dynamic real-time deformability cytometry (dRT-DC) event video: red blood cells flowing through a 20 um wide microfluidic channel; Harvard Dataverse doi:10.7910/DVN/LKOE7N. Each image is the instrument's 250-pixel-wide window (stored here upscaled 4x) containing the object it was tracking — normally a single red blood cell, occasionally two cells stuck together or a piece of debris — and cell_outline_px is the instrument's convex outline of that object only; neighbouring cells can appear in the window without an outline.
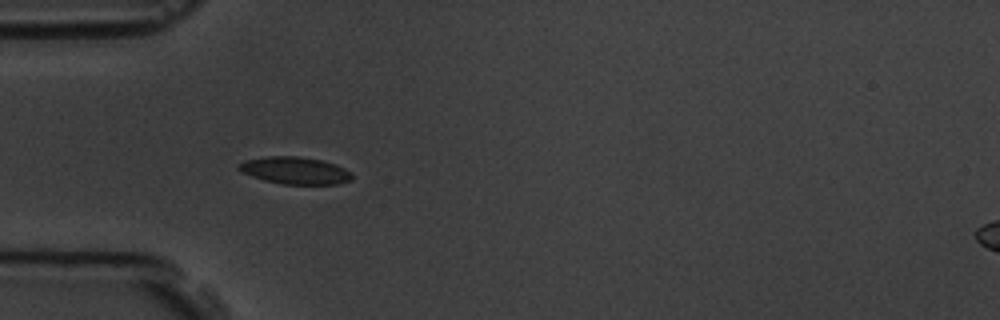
{"species": "common noctule bat (a hibernating species)", "species_latin": "Nyctalus noctula", "temperature_condition": "room temperature", "stored_images_in_passage": 6, "camera_frame_rate_fps": 3000, "um_per_image_px": 0.085, "animal": {"sex": "male", "body_mass_g": 19.5, "forearm_length_mm": 54.6}, "frame": {"image": 1, "passage_image": 5, "time_ms": 4.667, "image_size_px": [1000, 320], "cell_outline_px": [[352, 180], [336, 184], [280, 184], [264, 180], [240, 172], [236, 168], [236, 164], [244, 160], [268, 156], [300, 156], [324, 160], [336, 164], [352, 172]], "centroid_in_image_um": [25.05, 14.48], "position_along_channel_um": 59.9, "area_um2": 18.26}}
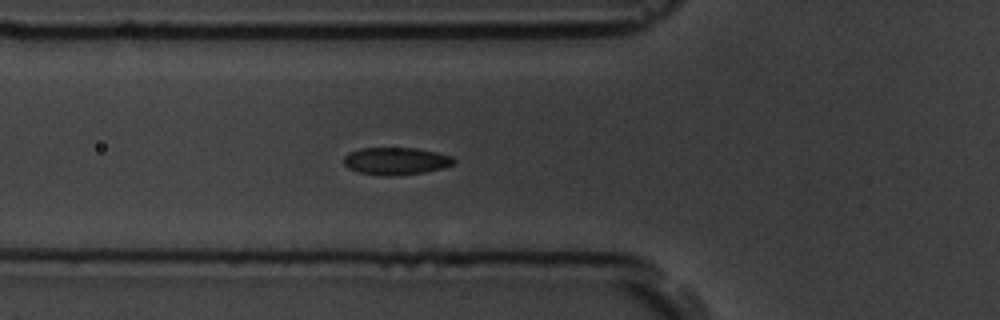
{"frame": {"image": 2, "passage_image": 6, "time_ms": 5.667, "image_size_px": [1000, 320], "cell_outline_px": [[456, 160], [452, 164], [444, 168], [424, 172], [392, 176], [388, 176], [360, 172], [348, 168], [344, 164], [344, 156], [348, 152], [360, 148], [416, 148], [436, 152], [452, 156]], "centroid_in_image_um": [33.65, 13.68], "position_along_channel_um": 92.1, "area_um2": 17.51}}